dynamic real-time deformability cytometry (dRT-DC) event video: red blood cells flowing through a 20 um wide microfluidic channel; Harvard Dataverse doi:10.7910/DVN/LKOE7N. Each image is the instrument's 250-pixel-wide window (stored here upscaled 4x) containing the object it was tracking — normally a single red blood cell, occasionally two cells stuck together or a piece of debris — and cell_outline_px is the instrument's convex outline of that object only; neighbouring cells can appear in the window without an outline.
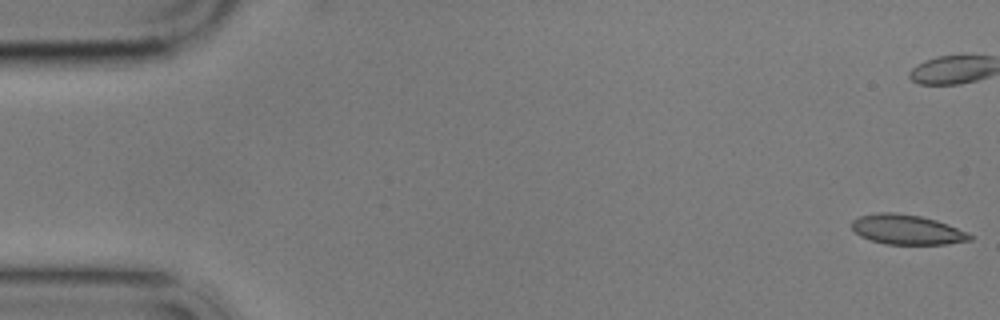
{"species": "common noctule bat (a hibernating species)", "species_latin": "Nyctalus noctula", "temperature_condition": "cold", "stored_images_in_passage": 2, "camera_frame_rate_fps": 3000, "um_per_image_px": 0.085, "animal": {"sex": "male", "body_mass_g": 17.9}, "frame": {"image": 1, "passage_image": 2, "time_ms": 1.333, "image_size_px": [1000, 320], "cell_outline_px": [[976, 236], [972, 240], [948, 244], [884, 244], [860, 236], [852, 228], [852, 220], [860, 216], [876, 212], [896, 212], [920, 216], [936, 220], [948, 224], [968, 232]], "centroid_in_image_um": [77.13, 19.51], "position_along_channel_um": 7.9, "area_um2": 20.69}}